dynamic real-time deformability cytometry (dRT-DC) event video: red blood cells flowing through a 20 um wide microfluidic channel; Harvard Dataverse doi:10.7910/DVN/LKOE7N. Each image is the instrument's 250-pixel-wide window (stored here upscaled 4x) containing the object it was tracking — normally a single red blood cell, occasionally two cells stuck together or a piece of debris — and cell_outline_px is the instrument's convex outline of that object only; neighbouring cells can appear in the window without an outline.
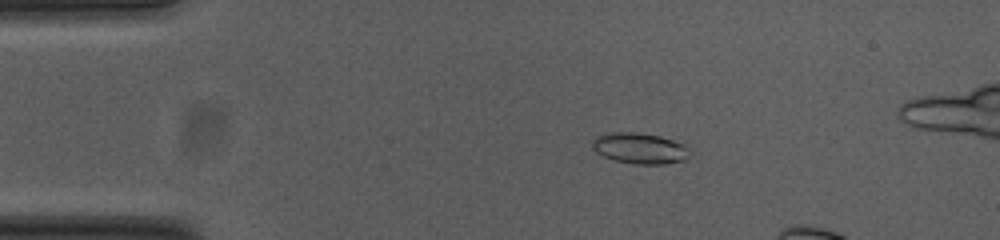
{"species": "common noctule bat (a hibernating species)", "species_latin": "Nyctalus noctula", "temperature_condition": "cold", "stored_images_in_passage": 16, "camera_frame_rate_fps": 3000, "um_per_image_px": 0.085, "animal": {"sex": "female", "body_mass_g": 23.0, "forearm_length_mm": 53.4}, "frame": {"image": 1, "passage_image": 10, "time_ms": 3.0, "image_size_px": [1000, 240], "cell_outline_px": [[688, 156], [684, 160], [664, 164], [636, 164], [616, 160], [604, 156], [596, 152], [592, 148], [592, 140], [596, 136], [612, 132], [636, 132], [660, 136], [684, 144], [688, 148]], "centroid_in_image_um": [54.36, 12.6], "position_along_channel_um": 30.6, "area_um2": 17.4}}